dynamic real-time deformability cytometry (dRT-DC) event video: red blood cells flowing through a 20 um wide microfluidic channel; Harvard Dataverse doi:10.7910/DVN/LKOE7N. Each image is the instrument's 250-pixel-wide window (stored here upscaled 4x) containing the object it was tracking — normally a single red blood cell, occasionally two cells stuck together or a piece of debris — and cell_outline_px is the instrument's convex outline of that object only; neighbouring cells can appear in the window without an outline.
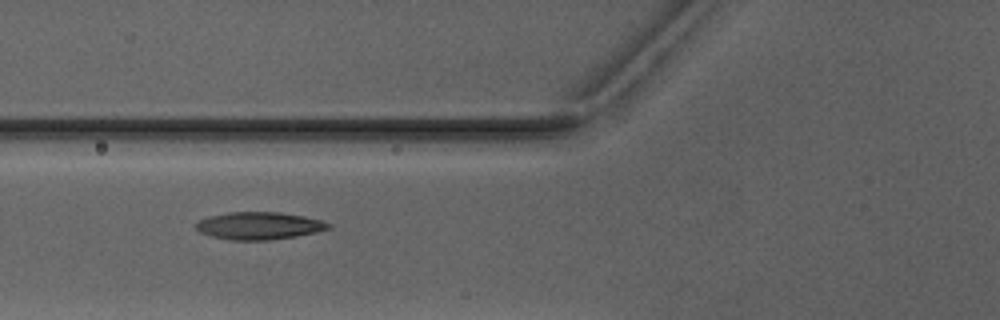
{"species": "Egyptian fruit bat (a non-hibernating species)", "species_latin": "Rousettus aegyptiacus", "temperature_condition": "warm", "stored_images_in_passage": 7, "camera_frame_rate_fps": 3000, "um_per_image_px": 0.085, "animal": {"sex": "male"}, "frame": {"image": 1, "passage_image": 6, "time_ms": 5.667, "image_size_px": [1000, 320], "cell_outline_px": [[332, 228], [316, 232], [296, 236], [268, 240], [232, 240], [212, 236], [200, 232], [196, 228], [196, 220], [208, 216], [228, 212], [280, 212], [304, 216], [320, 220], [332, 224]], "centroid_in_image_um": [22.02, 19.18], "position_along_channel_um": 103.8, "area_um2": 21.27}}
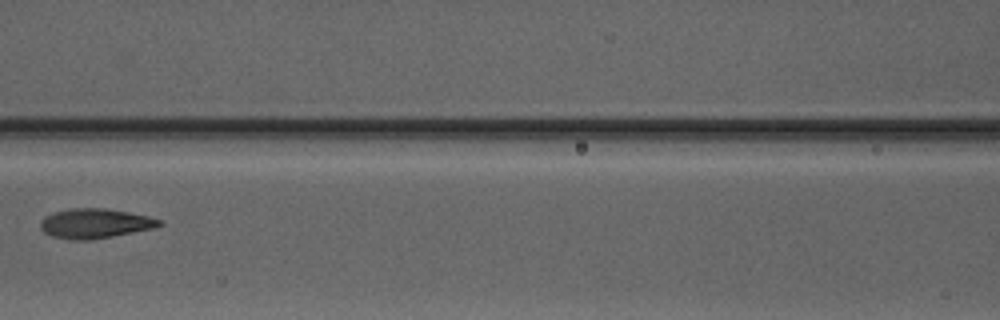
{"frame": {"image": 2, "passage_image": 7, "time_ms": 7.0, "image_size_px": [1000, 320], "cell_outline_px": [[164, 224], [152, 228], [112, 236], [88, 240], [72, 240], [52, 236], [44, 232], [40, 228], [40, 224], [44, 216], [68, 208], [104, 208], [128, 212], [148, 216], [164, 220]], "centroid_in_image_um": [8.08, 18.98], "position_along_channel_um": 158.5, "area_um2": 20.46}}